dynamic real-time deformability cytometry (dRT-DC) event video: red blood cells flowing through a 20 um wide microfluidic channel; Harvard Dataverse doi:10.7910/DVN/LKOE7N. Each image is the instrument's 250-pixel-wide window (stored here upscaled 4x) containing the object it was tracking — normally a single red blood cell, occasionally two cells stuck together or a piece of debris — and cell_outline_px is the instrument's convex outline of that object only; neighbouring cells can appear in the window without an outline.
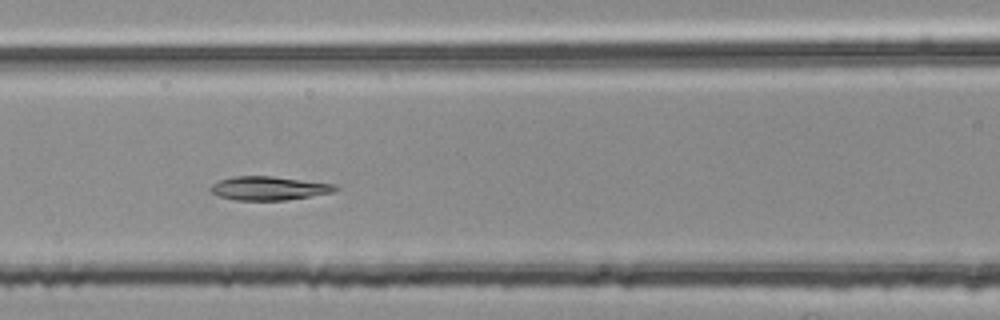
{"species": "common noctule bat (a hibernating species)", "species_latin": "Nyctalus noctula", "temperature_condition": "room temperature", "stored_images_in_passage": 45, "segment_of_instrument_passage": [2, 2], "camera_frame_rate_fps": 3000, "um_per_image_px": 0.085, "animal": {"sex": "female", "body_mass_g": 25.1}, "frame": {"image": 1, "passage_image": 18, "time_ms": 5.667, "image_size_px": [1000, 320], "cell_outline_px": [[340, 188], [336, 192], [288, 200], [236, 200], [216, 196], [208, 188], [212, 184], [220, 180], [232, 176], [272, 176], [336, 184]], "centroid_in_image_um": [22.88, 16.0], "position_along_channel_um": 143.7, "area_um2": 17.51}}
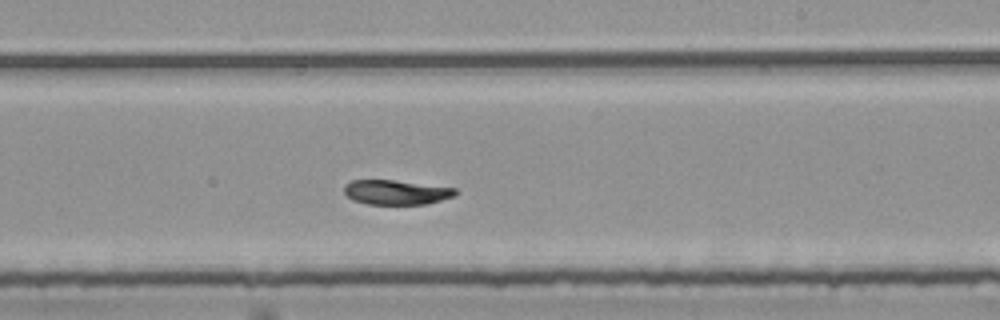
{"frame": {"image": 2, "passage_image": 27, "time_ms": 8.667, "image_size_px": [1000, 320], "cell_outline_px": [[460, 192], [456, 196], [424, 204], [368, 204], [352, 200], [344, 192], [344, 184], [352, 180], [392, 180], [456, 188]], "centroid_in_image_um": [33.69, 16.34], "position_along_channel_um": 255.3, "area_um2": 15.95}}
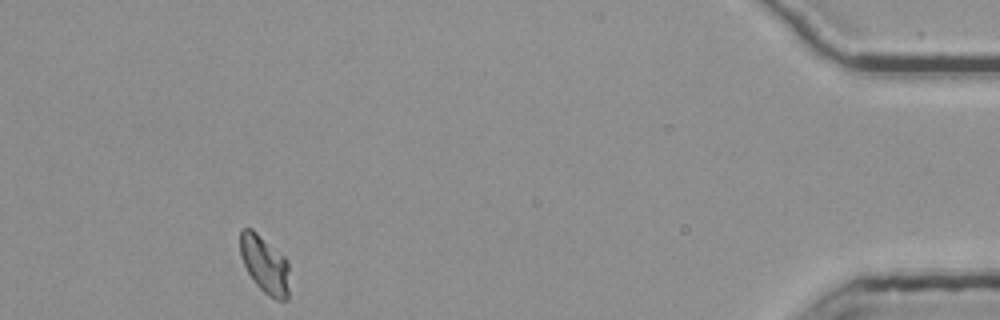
{"frame": {"image": 3, "passage_image": 45, "time_ms": 14.667, "image_size_px": [1000, 320], "cell_outline_px": [[288, 300], [276, 300], [268, 296], [256, 284], [248, 272], [240, 256], [240, 232], [244, 228], [252, 228], [284, 256], [288, 260]], "centroid_in_image_um": [22.5, 22.48], "position_along_channel_um": 412.7, "area_um2": 16.47}}